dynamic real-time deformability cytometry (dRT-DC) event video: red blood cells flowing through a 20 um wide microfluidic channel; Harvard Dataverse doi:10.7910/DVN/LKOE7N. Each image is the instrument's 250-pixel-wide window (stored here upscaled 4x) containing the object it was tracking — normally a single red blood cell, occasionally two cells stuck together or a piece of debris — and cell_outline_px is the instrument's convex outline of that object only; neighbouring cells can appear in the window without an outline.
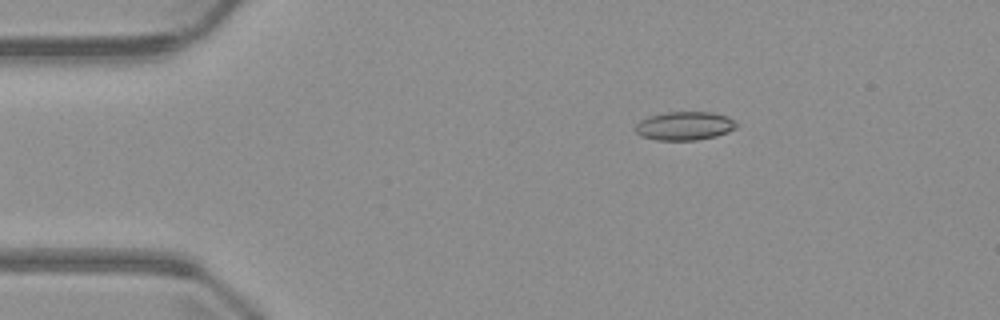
{"species": "common noctule bat (a hibernating species)", "species_latin": "Nyctalus noctula", "temperature_condition": "warm", "stored_images_in_passage": 6, "camera_frame_rate_fps": 3000, "um_per_image_px": 0.085, "animal": {"sex": "male", "body_mass_g": 23.1, "forearm_length_mm": 52.7}, "frame": {"image": 1, "passage_image": 2, "time_ms": 1.333, "image_size_px": [1000, 320], "cell_outline_px": [[736, 128], [728, 132], [716, 136], [696, 140], [656, 140], [640, 136], [636, 132], [636, 124], [640, 120], [648, 116], [664, 112], [712, 112], [728, 116], [736, 124]], "centroid_in_image_um": [58.17, 10.7], "position_along_channel_um": 26.8, "area_um2": 16.88}}
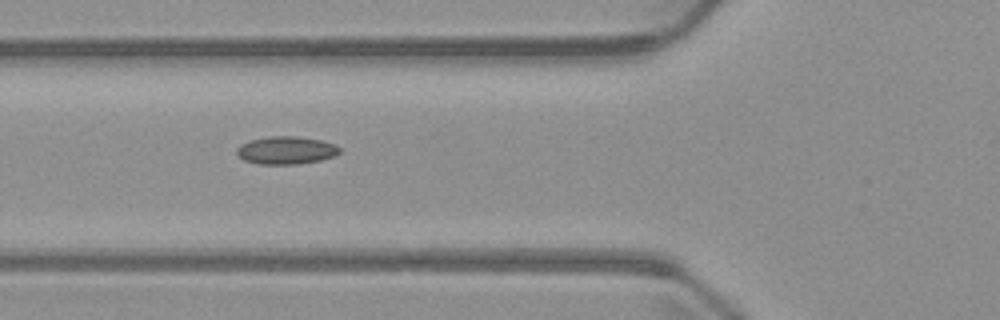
{"frame": {"image": 2, "passage_image": 5, "time_ms": 4.667, "image_size_px": [1000, 320], "cell_outline_px": [[340, 152], [332, 156], [320, 160], [296, 164], [256, 164], [244, 160], [236, 152], [236, 148], [240, 144], [248, 140], [268, 136], [296, 136], [320, 140], [336, 144], [340, 148]], "centroid_in_image_um": [24.28, 12.76], "position_along_channel_um": 101.5, "area_um2": 16.7}}
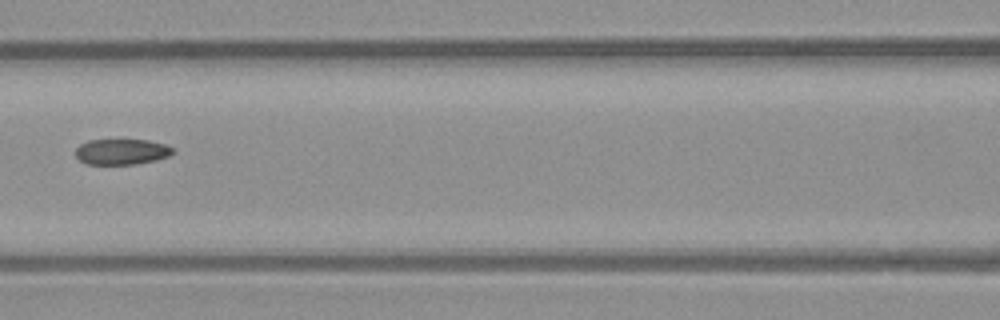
{"frame": {"image": 3, "passage_image": 6, "time_ms": 6.0, "image_size_px": [1000, 320], "cell_outline_px": [[176, 152], [168, 156], [156, 160], [132, 164], [88, 164], [80, 160], [76, 156], [76, 148], [80, 144], [88, 140], [148, 140], [164, 144], [172, 148]], "centroid_in_image_um": [10.34, 12.89], "position_along_channel_um": 156.3, "area_um2": 14.45}}